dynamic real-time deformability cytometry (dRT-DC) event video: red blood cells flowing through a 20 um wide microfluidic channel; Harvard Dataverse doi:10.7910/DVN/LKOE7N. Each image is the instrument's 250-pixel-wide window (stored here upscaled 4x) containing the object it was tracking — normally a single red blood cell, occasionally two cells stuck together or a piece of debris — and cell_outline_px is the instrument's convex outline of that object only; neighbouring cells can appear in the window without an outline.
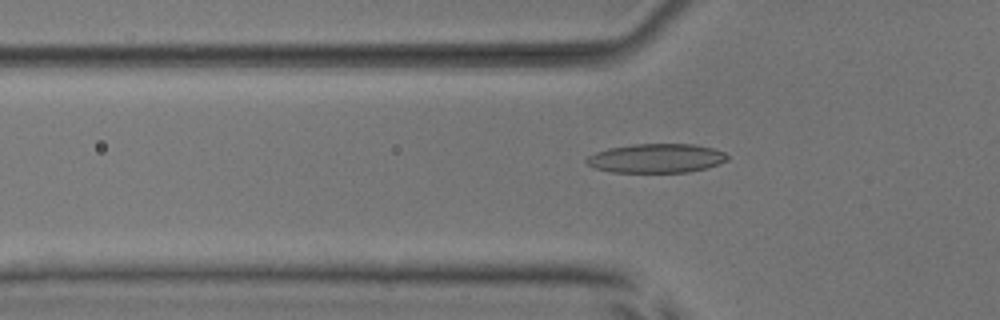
{"species": "common noctule bat (a hibernating species)", "species_latin": "Nyctalus noctula", "temperature_condition": "room temperature", "stored_images_in_passage": 44, "camera_frame_rate_fps": 3000, "um_per_image_px": 0.085, "animal": {"sex": "male", "body_mass_g": 17.9, "forearm_length_mm": 54.2}, "frame": {"image": 1, "passage_image": 9, "time_ms": 2.667, "image_size_px": [1000, 320], "cell_outline_px": [[728, 160], [720, 164], [708, 168], [688, 172], [612, 172], [596, 168], [588, 164], [584, 160], [588, 156], [596, 152], [608, 148], [632, 144], [696, 144], [712, 148], [724, 152], [728, 156]], "centroid_in_image_um": [55.81, 13.45], "position_along_channel_um": 70.0, "area_um2": 23.99}}
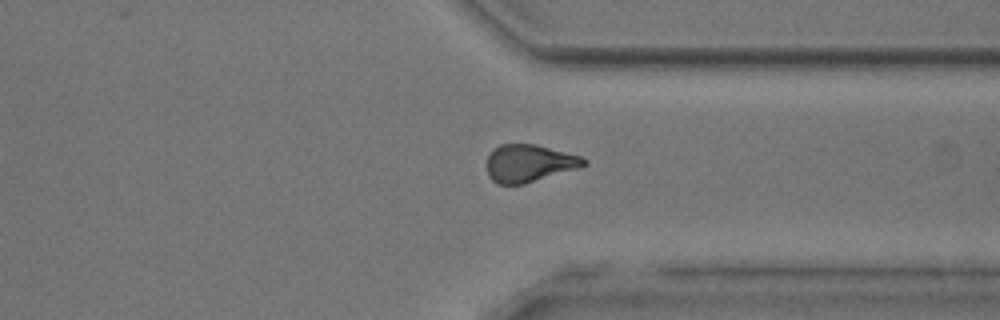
{"frame": {"image": 2, "passage_image": 32, "time_ms": 10.333, "image_size_px": [1000, 320], "cell_outline_px": [[588, 164], [576, 168], [524, 184], [496, 184], [488, 176], [488, 156], [492, 148], [500, 144], [536, 144], [580, 156], [588, 160]], "centroid_in_image_um": [44.95, 13.87], "position_along_channel_um": 366.5, "area_um2": 21.04}}
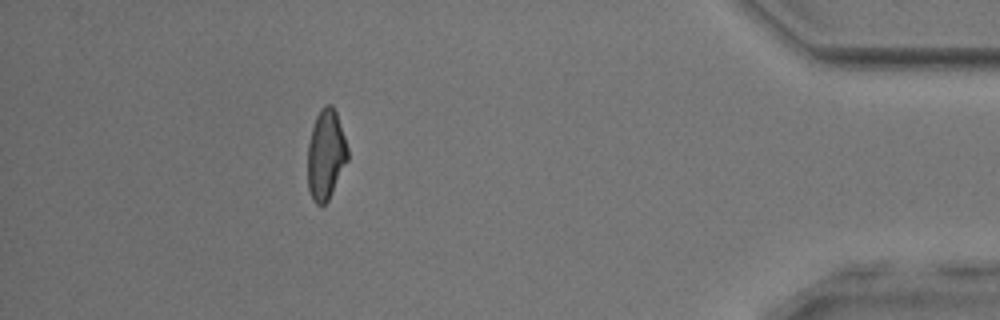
{"frame": {"image": 3, "passage_image": 39, "time_ms": 12.667, "image_size_px": [1000, 320], "cell_outline_px": [[348, 160], [328, 200], [324, 204], [316, 204], [312, 200], [308, 188], [308, 144], [312, 128], [316, 116], [320, 108], [324, 104], [332, 104], [336, 112], [348, 148]], "centroid_in_image_um": [27.69, 13.13], "position_along_channel_um": 407.5, "area_um2": 20.92}, "authors_computed_cell_mechanics": {"area_um2": 21.5305, "velocity_mm_per_s": 3.8713, "shape_relaxation_time_tau1_ms": 5.9739, "shape_relaxation_time_tau2_ms": 3.6321, "deformation_change_tau1": 0.189, "deformation_change_tau2": 0.1029}}